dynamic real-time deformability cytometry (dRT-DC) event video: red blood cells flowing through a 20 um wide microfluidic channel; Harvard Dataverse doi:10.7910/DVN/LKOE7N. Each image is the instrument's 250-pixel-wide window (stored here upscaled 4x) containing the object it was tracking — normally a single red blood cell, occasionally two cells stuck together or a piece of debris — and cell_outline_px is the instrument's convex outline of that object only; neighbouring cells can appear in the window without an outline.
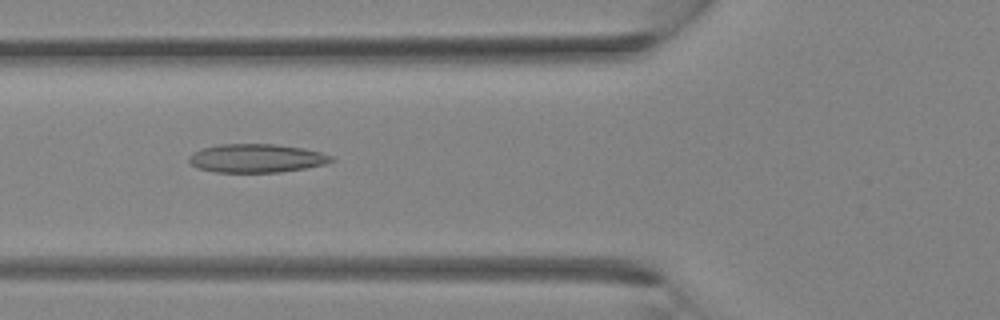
{"species": "Egyptian fruit bat (a non-hibernating species)", "species_latin": "Rousettus aegyptiacus", "temperature_condition": "room temperature", "stored_images_in_passage": 34, "camera_frame_rate_fps": 3000, "um_per_image_px": 0.085, "animal": {"sex": "female"}, "frame": {"image": 1, "passage_image": 12, "time_ms": 3.667, "image_size_px": [1000, 320], "cell_outline_px": [[336, 160], [324, 164], [304, 168], [280, 172], [216, 172], [196, 168], [188, 160], [188, 156], [192, 152], [204, 148], [220, 144], [276, 144], [304, 148], [320, 152], [332, 156]], "centroid_in_image_um": [21.79, 13.45], "position_along_channel_um": 104.0, "area_um2": 23.7}}
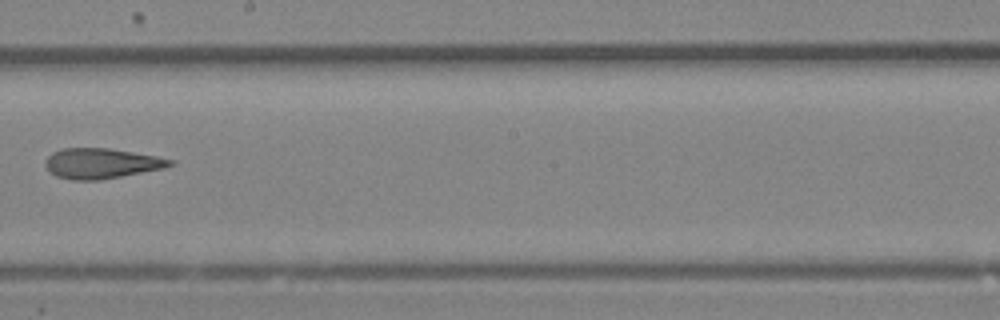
{"frame": {"image": 2, "passage_image": 19, "time_ms": 6.0, "image_size_px": [1000, 320], "cell_outline_px": [[176, 164], [164, 168], [100, 180], [72, 180], [56, 176], [44, 164], [44, 160], [52, 152], [64, 148], [108, 148], [156, 156], [176, 160]], "centroid_in_image_um": [8.64, 13.88], "position_along_channel_um": 239.6, "area_um2": 21.96}}
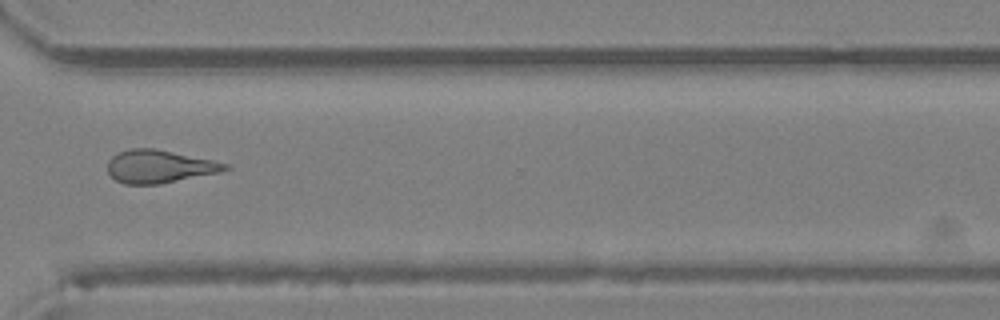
{"frame": {"image": 3, "passage_image": 25, "time_ms": 8.0, "image_size_px": [1000, 320], "cell_outline_px": [[232, 168], [220, 172], [160, 184], [124, 184], [116, 180], [108, 172], [108, 160], [112, 156], [120, 152], [132, 148], [156, 148], [212, 160], [228, 164]], "centroid_in_image_um": [13.55, 14.15], "position_along_channel_um": 357.1, "area_um2": 22.48}}